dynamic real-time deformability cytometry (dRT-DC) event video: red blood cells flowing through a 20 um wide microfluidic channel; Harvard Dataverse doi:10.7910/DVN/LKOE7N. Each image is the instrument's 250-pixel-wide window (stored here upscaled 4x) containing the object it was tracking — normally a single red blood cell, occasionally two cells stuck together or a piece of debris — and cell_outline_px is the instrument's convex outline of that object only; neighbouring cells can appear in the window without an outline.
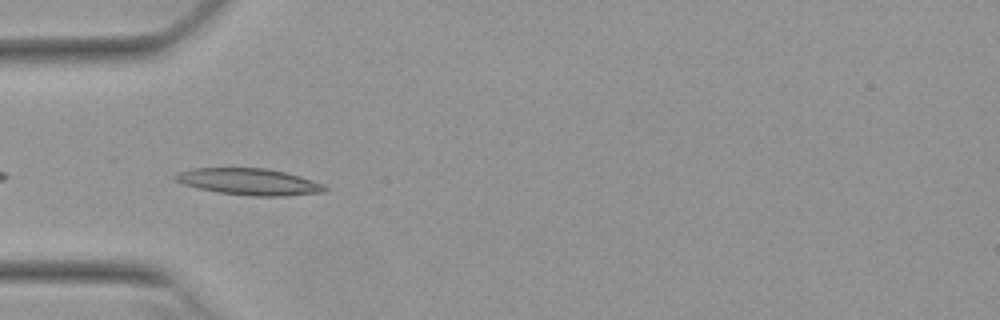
{"species": "Egyptian fruit bat (a non-hibernating species)", "species_latin": "Rousettus aegyptiacus", "temperature_condition": "warm", "stored_images_in_passage": 39, "camera_frame_rate_fps": 3000, "um_per_image_px": 0.085, "animal": {"sex": "female"}, "frame": {"image": 1, "passage_image": 2, "time_ms": 0.333, "image_size_px": [1000, 320], "cell_outline_px": [[328, 188], [324, 192], [280, 196], [256, 196], [220, 192], [200, 188], [184, 184], [176, 180], [172, 176], [176, 172], [192, 168], [264, 168], [284, 172], [300, 176], [320, 184]], "centroid_in_image_um": [21.12, 15.43], "position_along_channel_um": 63.9, "area_um2": 22.72}}
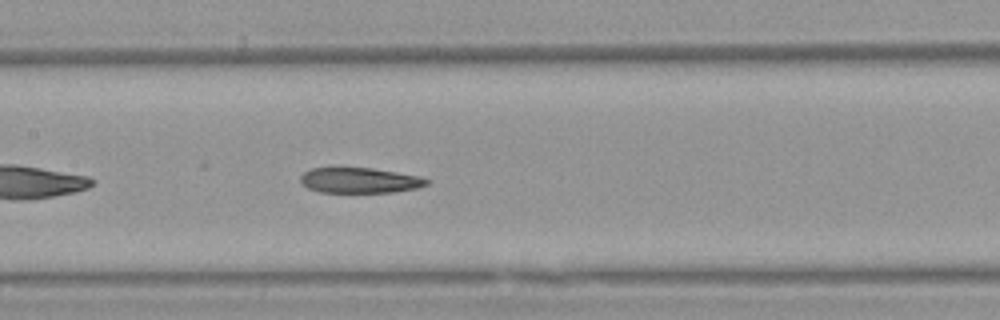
{"frame": {"image": 2, "passage_image": 11, "time_ms": 3.333, "image_size_px": [1000, 320], "cell_outline_px": [[432, 180], [428, 184], [416, 188], [392, 192], [320, 192], [308, 188], [300, 180], [300, 176], [304, 172], [312, 168], [372, 168], [420, 176]], "centroid_in_image_um": [30.6, 15.33], "position_along_channel_um": 176.8, "area_um2": 18.55}}
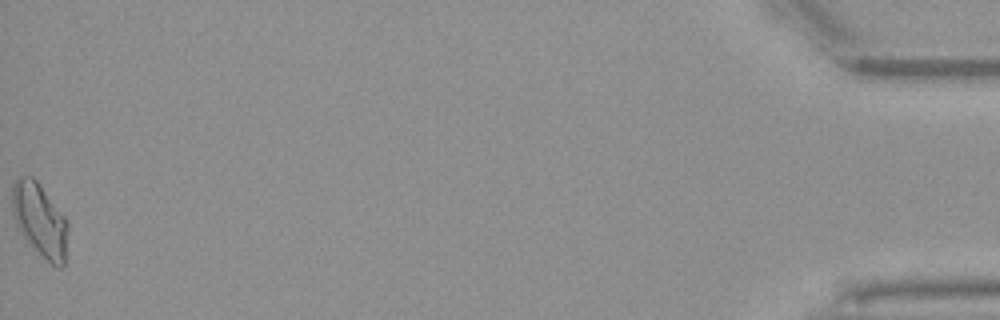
{"frame": {"image": 3, "passage_image": 39, "time_ms": 12.667, "image_size_px": [1000, 320], "cell_outline_px": [[68, 228], [64, 264], [60, 268], [52, 264], [24, 236], [16, 224], [12, 212], [12, 188], [16, 180], [20, 176], [32, 176], [36, 180], [64, 216], [68, 224]], "centroid_in_image_um": [3.38, 18.67], "position_along_channel_um": 431.8, "area_um2": 23.06}, "authors_computed_cell_mechanics": {"area_um2": 20.4034, "velocity_mm_per_s": 3.8099, "shape_relaxation_time_tau1_ms": 9.8203, "shape_relaxation_time_tau2_ms": 3.9996, "deformation_change_tau1": 0.2616, "deformation_change_tau2": 0.136}}